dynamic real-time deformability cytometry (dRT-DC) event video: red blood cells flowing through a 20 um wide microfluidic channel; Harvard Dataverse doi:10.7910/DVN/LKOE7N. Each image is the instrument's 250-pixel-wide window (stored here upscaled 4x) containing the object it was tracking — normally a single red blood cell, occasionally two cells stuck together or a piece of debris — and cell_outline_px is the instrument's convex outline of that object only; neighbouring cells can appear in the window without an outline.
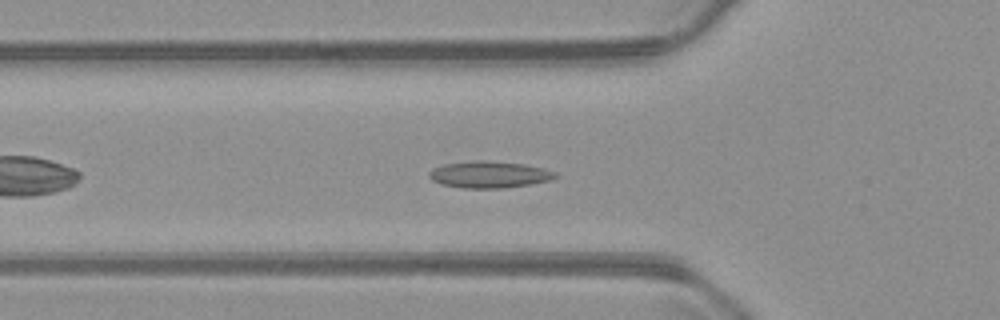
{"species": "common noctule bat (a hibernating species)", "species_latin": "Nyctalus noctula", "temperature_condition": "warm", "stored_images_in_passage": 37, "camera_frame_rate_fps": 3000, "um_per_image_px": 0.085, "animal": {"sex": "male", "body_mass_g": 23.1, "forearm_length_mm": 52.7}, "frame": {"image": 1, "passage_image": 8, "time_ms": 2.333, "image_size_px": [1000, 320], "cell_outline_px": [[560, 176], [548, 180], [528, 184], [504, 188], [464, 188], [440, 184], [432, 180], [428, 176], [428, 172], [432, 168], [444, 164], [476, 160], [484, 160], [524, 164], [544, 168], [556, 172]], "centroid_in_image_um": [41.56, 14.83], "position_along_channel_um": 84.2, "area_um2": 19.65}}
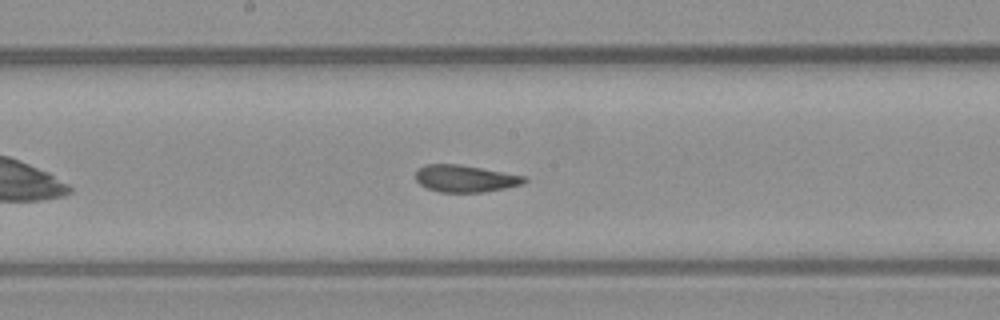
{"frame": {"image": 2, "passage_image": 18, "time_ms": 5.667, "image_size_px": [1000, 320], "cell_outline_px": [[528, 180], [524, 184], [484, 192], [440, 192], [428, 188], [420, 184], [416, 180], [416, 172], [424, 164], [460, 164], [524, 176]], "centroid_in_image_um": [39.54, 15.17], "position_along_channel_um": 208.7, "area_um2": 16.99}}
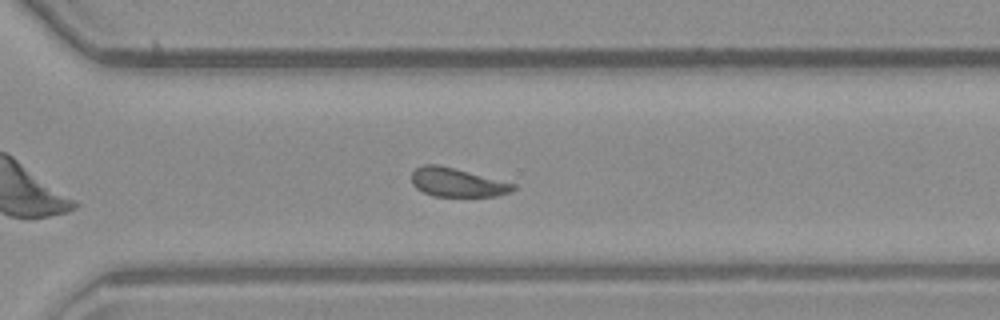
{"frame": {"image": 3, "passage_image": 28, "time_ms": 9.0, "image_size_px": [1000, 320], "cell_outline_px": [[516, 188], [508, 192], [496, 196], [432, 196], [416, 188], [412, 184], [412, 172], [416, 168], [424, 164], [440, 164], [516, 184]], "centroid_in_image_um": [38.83, 15.49], "position_along_channel_um": 331.8, "area_um2": 16.99}, "authors_computed_cell_mechanics": {"area_um2": 17.5712, "velocity_mm_per_s": 3.7113, "shape_relaxation_time_tau1_ms": null, "shape_relaxation_time_tau2_ms": 2.5156, "deformation_change_tau1": null, "deformation_change_tau2": 0.095}}